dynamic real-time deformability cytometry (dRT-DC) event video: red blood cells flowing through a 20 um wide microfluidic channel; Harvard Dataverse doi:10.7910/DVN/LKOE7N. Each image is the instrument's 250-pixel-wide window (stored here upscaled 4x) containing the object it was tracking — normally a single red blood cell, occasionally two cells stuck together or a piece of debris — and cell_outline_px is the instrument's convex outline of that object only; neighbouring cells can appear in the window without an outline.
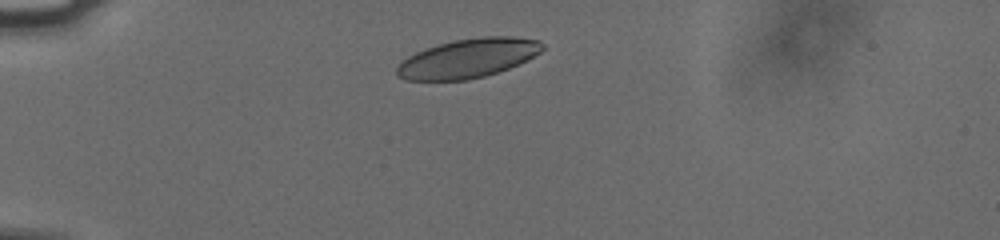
{"species": "human", "species_latin": "Homo sapiens", "temperature_condition": "cold", "stored_images_in_passage": 5, "camera_frame_rate_fps": 3000, "um_per_image_px": 0.085, "donor": {"sex": "male"}, "frame": {"image": 1, "passage_image": 1, "time_ms": 0.0, "image_size_px": [1000, 240], "cell_outline_px": [[544, 48], [540, 52], [508, 68], [484, 76], [464, 80], [404, 80], [396, 72], [396, 68], [408, 56], [424, 48], [456, 40], [484, 36], [512, 36], [540, 40], [544, 44]], "centroid_in_image_um": [39.78, 4.94], "position_along_channel_um": 45.2, "area_um2": 32.71}}
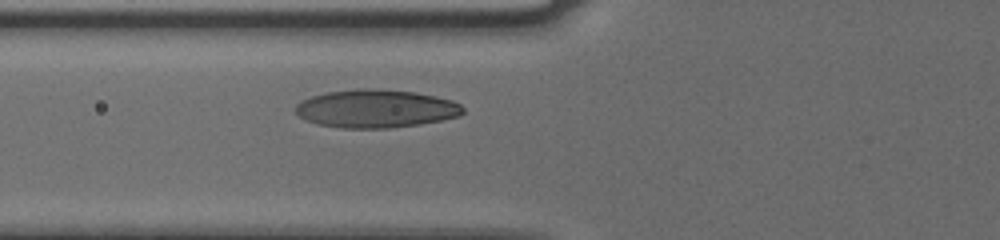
{"frame": {"image": 2, "passage_image": 5, "time_ms": 1.333, "image_size_px": [1000, 240], "cell_outline_px": [[464, 112], [460, 116], [420, 124], [388, 128], [344, 128], [316, 124], [300, 116], [296, 112], [296, 104], [300, 100], [312, 96], [328, 92], [356, 88], [380, 88], [416, 92], [436, 96], [452, 100], [460, 104], [464, 108]], "centroid_in_image_um": [31.97, 9.22], "position_along_channel_um": 93.8, "area_um2": 37.4}}